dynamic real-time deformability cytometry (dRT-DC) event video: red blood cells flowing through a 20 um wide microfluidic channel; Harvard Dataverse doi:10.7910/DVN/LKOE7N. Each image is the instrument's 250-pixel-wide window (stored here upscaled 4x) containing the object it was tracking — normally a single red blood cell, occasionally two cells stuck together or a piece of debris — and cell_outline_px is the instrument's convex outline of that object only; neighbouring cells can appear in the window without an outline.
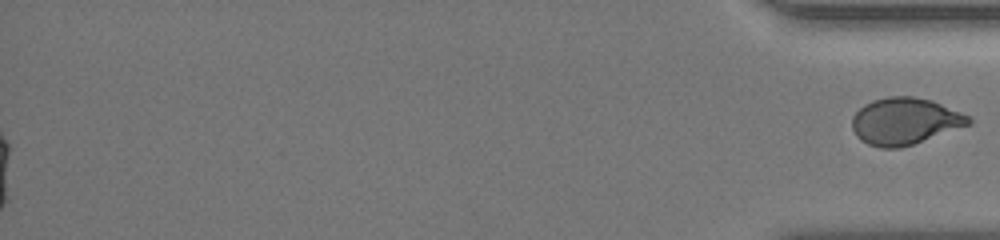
{"species": "human", "species_latin": "Homo sapiens", "temperature_condition": "room temperature", "stored_images_in_passage": 40, "segment_of_instrument_passage": [2, 2], "camera_frame_rate_fps": 3000, "um_per_image_px": 0.085, "donor": {"sex": "female"}, "frame": {"image": 1, "passage_image": 40, "time_ms": 17.0, "image_size_px": [1000, 240], "cell_outline_px": [[972, 124], [900, 148], [880, 148], [868, 144], [860, 140], [856, 136], [852, 128], [852, 116], [864, 104], [872, 100], [888, 96], [912, 96], [932, 100], [960, 112], [968, 116], [972, 120]], "centroid_in_image_um": [76.88, 10.3], "position_along_channel_um": 358.3, "area_um2": 31.79}}